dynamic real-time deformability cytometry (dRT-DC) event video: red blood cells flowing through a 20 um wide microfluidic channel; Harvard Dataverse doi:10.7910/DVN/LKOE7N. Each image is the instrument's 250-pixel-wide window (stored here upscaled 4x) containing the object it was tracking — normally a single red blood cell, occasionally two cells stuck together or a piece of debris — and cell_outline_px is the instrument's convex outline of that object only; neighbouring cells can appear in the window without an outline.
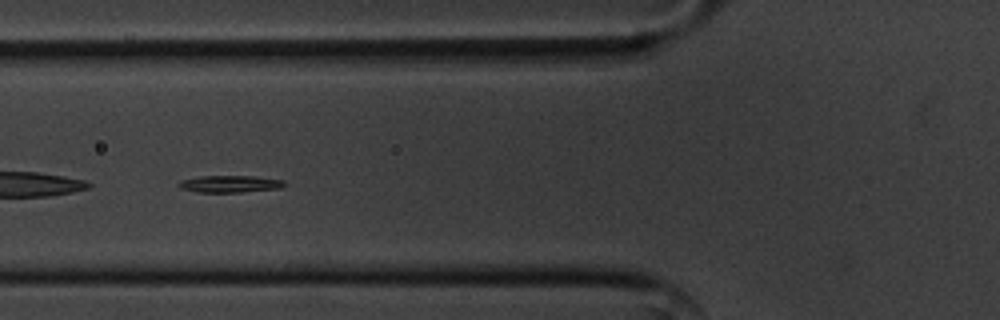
{"species": "common noctule bat (a hibernating species)", "species_latin": "Nyctalus noctula", "temperature_condition": "cold", "stored_images_in_passage": 49, "camera_frame_rate_fps": 3000, "um_per_image_px": 0.085, "animal": {"sex": "male", "body_mass_g": 20.1, "forearm_length_mm": 53.5}, "frame": {"image": 1, "passage_image": 15, "time_ms": 4.667, "image_size_px": [1000, 320], "cell_outline_px": [[284, 184], [280, 188], [240, 192], [196, 192], [180, 188], [176, 184], [180, 180], [200, 176], [252, 176], [284, 180]], "centroid_in_image_um": [19.47, 15.63], "position_along_channel_um": 106.3, "area_um2": 10.4}}
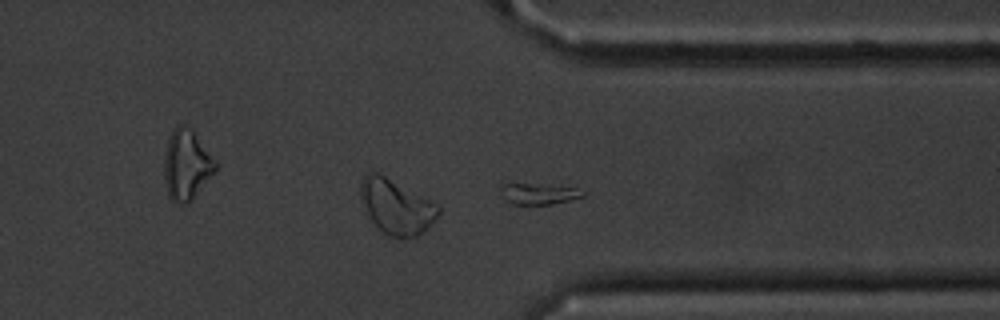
{"frame": {"image": 2, "passage_image": 37, "time_ms": 12.0, "image_size_px": [1000, 320], "cell_outline_px": [[588, 192], [584, 196], [552, 204], [512, 204], [504, 200], [500, 188], [500, 184], [504, 180], [572, 188]], "centroid_in_image_um": [45.65, 16.43], "position_along_channel_um": 365.8, "area_um2": 10.46}, "authors_computed_cell_mechanics": {"area_um2": 10.693, "velocity_mm_per_s": 3.5356, "shape_relaxation_time_tau1_ms": 1.9081, "shape_relaxation_time_tau2_ms": null, "deformation_change_tau1": 0.0824, "deformation_change_tau2": null}}